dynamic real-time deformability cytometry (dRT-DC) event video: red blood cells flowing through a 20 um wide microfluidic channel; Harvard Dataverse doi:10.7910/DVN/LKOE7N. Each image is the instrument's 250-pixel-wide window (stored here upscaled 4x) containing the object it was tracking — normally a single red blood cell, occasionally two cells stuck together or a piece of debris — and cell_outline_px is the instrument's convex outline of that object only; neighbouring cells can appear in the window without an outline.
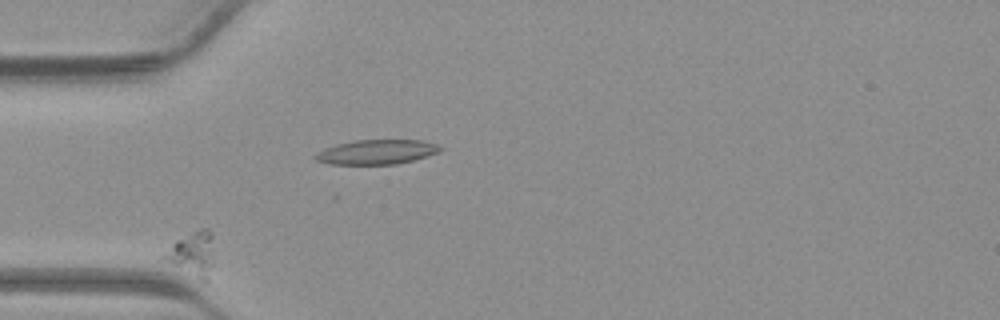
{"species": "common noctule bat (a hibernating species)", "species_latin": "Nyctalus noctula", "temperature_condition": "warm", "stored_images_in_passage": 30, "camera_frame_rate_fps": 3000, "um_per_image_px": 0.085, "animal": {"sex": "male", "body_mass_g": 23.1, "forearm_length_mm": 52.7}, "frame": {"image": 1, "passage_image": 1, "time_ms": 0.0, "image_size_px": [1000, 320], "cell_outline_px": [[212, 264], [208, 280], [204, 280], [168, 260], [164, 256], [172, 244], [176, 240], [200, 228], [208, 228], [212, 232]], "centroid_in_image_um": [16.44, 21.49], "position_along_channel_um": 68.6, "area_um2": 11.79}}
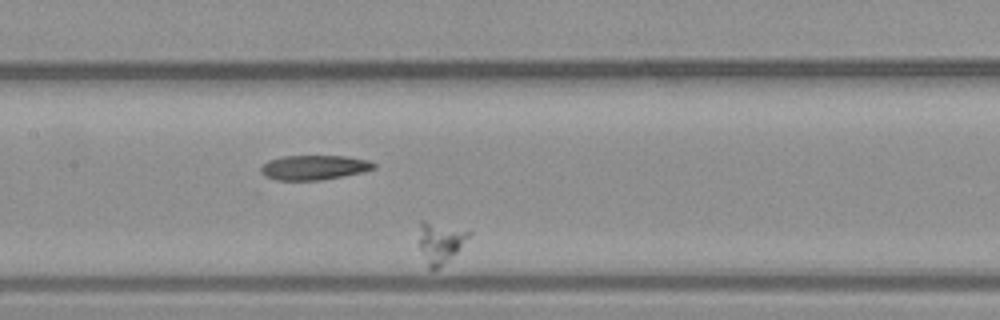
{"frame": {"image": 2, "passage_image": 9, "time_ms": 2.667, "image_size_px": [1000, 320], "cell_outline_px": [[472, 232], [460, 248], [456, 252], [436, 268], [428, 268], [420, 248], [420, 220], [424, 220]], "centroid_in_image_um": [37.4, 20.58], "position_along_channel_um": 170.0, "area_um2": 11.27}}
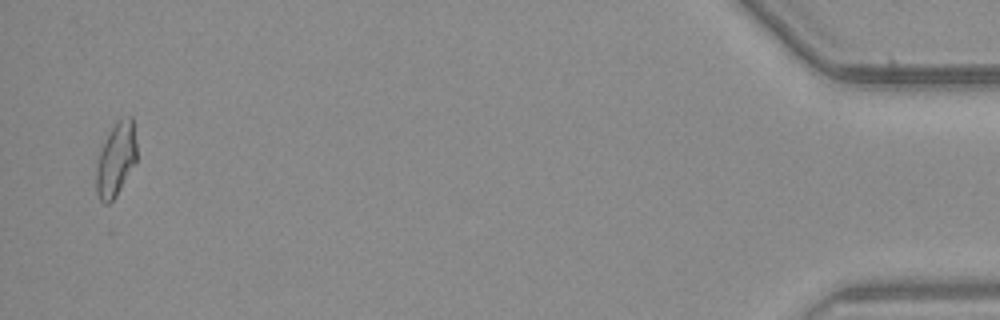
{"frame": {"image": 3, "passage_image": 29, "time_ms": 9.333, "image_size_px": [1000, 320], "cell_outline_px": [[136, 160], [116, 196], [108, 204], [104, 204], [100, 200], [96, 192], [96, 172], [100, 152], [112, 128], [120, 120], [128, 116], [132, 116], [136, 144]], "centroid_in_image_um": [9.85, 13.6], "position_along_channel_um": 425.3, "area_um2": 16.76}}